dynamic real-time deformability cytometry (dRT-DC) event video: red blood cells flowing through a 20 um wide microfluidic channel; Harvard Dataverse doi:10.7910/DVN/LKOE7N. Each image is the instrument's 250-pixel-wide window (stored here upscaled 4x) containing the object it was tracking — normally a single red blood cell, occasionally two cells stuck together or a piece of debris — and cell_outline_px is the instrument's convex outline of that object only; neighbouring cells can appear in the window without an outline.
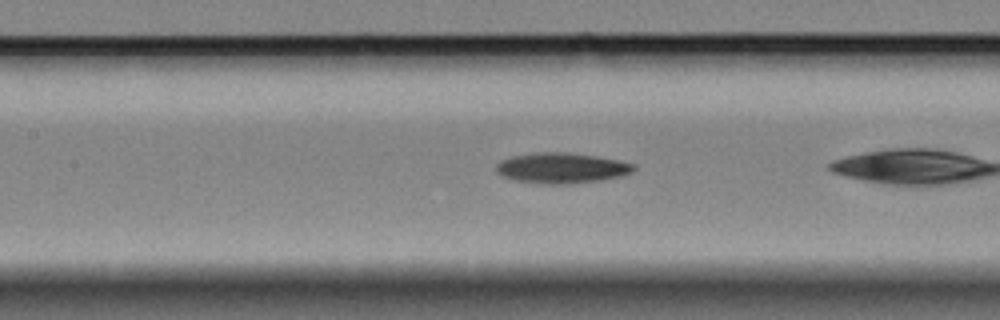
{"species": "Egyptian fruit bat (a non-hibernating species)", "species_latin": "Rousettus aegyptiacus", "temperature_condition": "cold", "stored_images_in_passage": 28, "camera_frame_rate_fps": 3000, "um_per_image_px": 0.085, "animal": {"sex": "female"}, "frame": {"image": 1, "passage_image": 9, "time_ms": 2.667, "image_size_px": [1000, 320], "cell_outline_px": [[636, 168], [632, 172], [620, 176], [604, 180], [568, 184], [540, 184], [516, 180], [500, 176], [496, 172], [496, 164], [500, 160], [512, 156], [536, 152], [568, 152], [596, 156], [636, 164]], "centroid_in_image_um": [47.71, 14.28], "position_along_channel_um": 159.7, "area_um2": 24.68}}
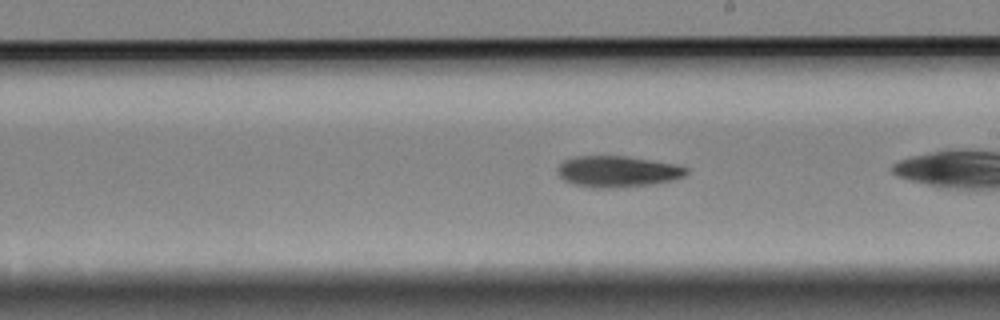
{"frame": {"image": 2, "passage_image": 16, "time_ms": 5.0, "image_size_px": [1000, 320], "cell_outline_px": [[688, 172], [684, 176], [672, 180], [652, 184], [612, 188], [592, 188], [572, 184], [564, 180], [556, 172], [556, 168], [564, 160], [572, 156], [628, 156], [676, 164], [688, 168]], "centroid_in_image_um": [52.46, 14.57], "position_along_channel_um": 236.5, "area_um2": 23.64}}
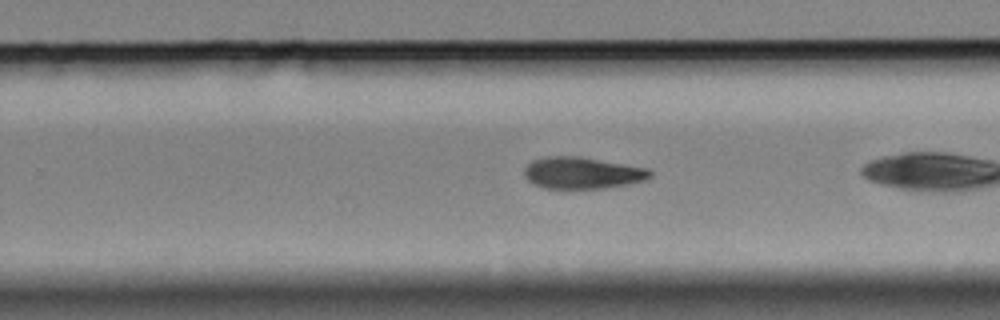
{"frame": {"image": 3, "passage_image": 20, "time_ms": 6.333, "image_size_px": [1000, 320], "cell_outline_px": [[652, 176], [648, 180], [628, 184], [604, 188], [544, 188], [532, 184], [524, 176], [524, 168], [532, 160], [548, 156], [580, 156], [648, 168], [652, 172]], "centroid_in_image_um": [49.5, 14.69], "position_along_channel_um": 280.3, "area_um2": 23.41}}